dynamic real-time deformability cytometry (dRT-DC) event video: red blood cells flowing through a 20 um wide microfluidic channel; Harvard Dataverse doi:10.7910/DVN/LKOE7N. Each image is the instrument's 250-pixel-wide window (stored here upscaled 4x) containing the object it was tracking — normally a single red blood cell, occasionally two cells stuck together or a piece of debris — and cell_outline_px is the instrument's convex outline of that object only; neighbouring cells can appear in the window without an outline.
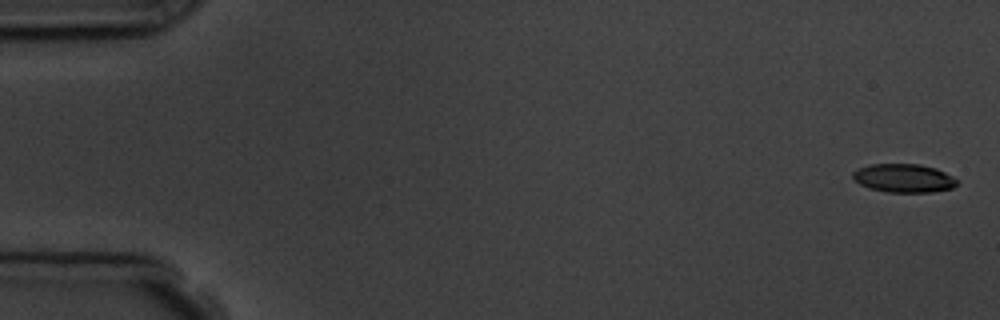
{"species": "common noctule bat (a hibernating species)", "species_latin": "Nyctalus noctula", "temperature_condition": "room temperature", "stored_images_in_passage": 7, "camera_frame_rate_fps": 3000, "um_per_image_px": 0.085, "animal": {"sex": "male", "body_mass_g": 19.5, "forearm_length_mm": 54.6}, "frame": {"image": 1, "passage_image": 1, "time_ms": 0.0, "image_size_px": [1000, 320], "cell_outline_px": [[960, 180], [952, 188], [932, 192], [888, 192], [868, 188], [860, 184], [852, 176], [852, 172], [868, 164], [920, 164], [936, 168]], "centroid_in_image_um": [76.83, 15.14], "position_along_channel_um": 8.2, "area_um2": 17.34}}
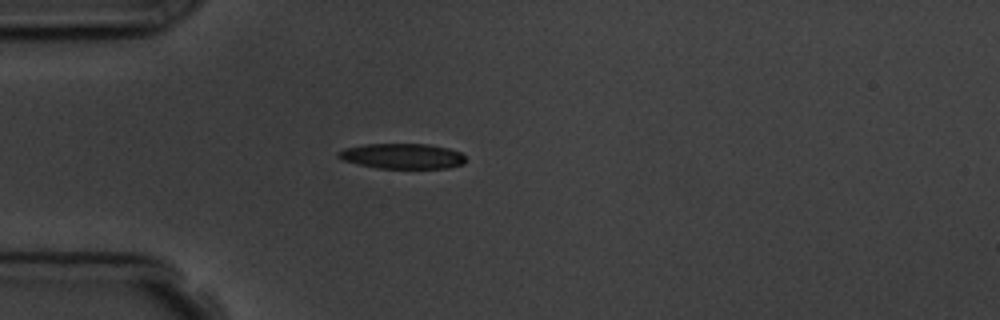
{"frame": {"image": 2, "passage_image": 5, "time_ms": 4.667, "image_size_px": [1000, 320], "cell_outline_px": [[464, 164], [448, 168], [376, 168], [344, 160], [336, 156], [336, 152], [344, 148], [364, 144], [428, 144], [448, 148], [460, 152], [464, 156]], "centroid_in_image_um": [34.18, 13.26], "position_along_channel_um": 50.8, "area_um2": 18.73}}